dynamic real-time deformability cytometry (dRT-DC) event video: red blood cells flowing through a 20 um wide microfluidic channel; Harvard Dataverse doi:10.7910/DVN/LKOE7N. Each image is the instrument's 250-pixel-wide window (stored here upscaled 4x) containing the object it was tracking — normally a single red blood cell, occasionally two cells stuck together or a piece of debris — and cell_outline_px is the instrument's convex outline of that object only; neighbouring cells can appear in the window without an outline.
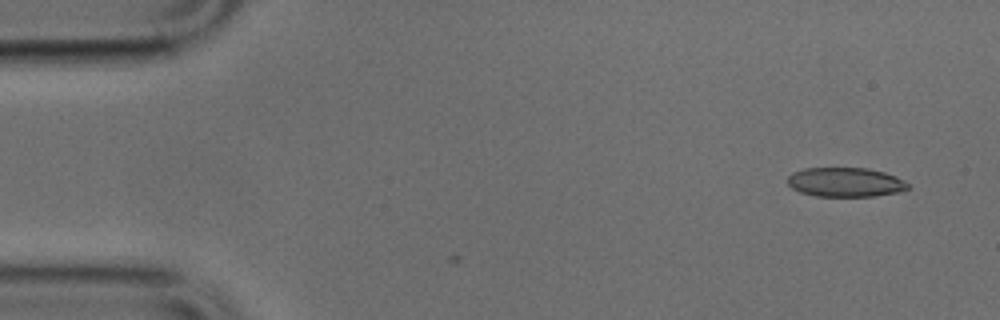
{"species": "common noctule bat (a hibernating species)", "species_latin": "Nyctalus noctula", "temperature_condition": "cold", "stored_images_in_passage": 4, "camera_frame_rate_fps": 3000, "um_per_image_px": 0.085, "animal": {"sex": "male", "body_mass_g": 17.9, "forearm_length_mm": 54.2}, "frame": {"image": 1, "passage_image": 1, "time_ms": 0.0, "image_size_px": [1000, 320], "cell_outline_px": [[908, 188], [900, 192], [876, 196], [816, 196], [800, 192], [792, 188], [788, 184], [788, 176], [792, 172], [804, 168], [868, 168], [884, 172], [896, 176], [908, 184]], "centroid_in_image_um": [71.84, 15.48], "position_along_channel_um": 13.2, "area_um2": 20.58}}